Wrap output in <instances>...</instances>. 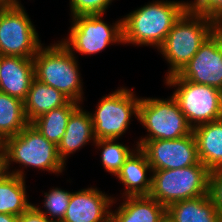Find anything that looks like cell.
I'll return each mask as SVG.
<instances>
[{
  "label": "cell",
  "instance_id": "1",
  "mask_svg": "<svg viewBox=\"0 0 222 222\" xmlns=\"http://www.w3.org/2000/svg\"><path fill=\"white\" fill-rule=\"evenodd\" d=\"M187 9V2L170 0H157L137 8L122 18L123 44L158 49Z\"/></svg>",
  "mask_w": 222,
  "mask_h": 222
},
{
  "label": "cell",
  "instance_id": "2",
  "mask_svg": "<svg viewBox=\"0 0 222 222\" xmlns=\"http://www.w3.org/2000/svg\"><path fill=\"white\" fill-rule=\"evenodd\" d=\"M218 27L209 17L187 9L157 49L170 65L165 78L178 74Z\"/></svg>",
  "mask_w": 222,
  "mask_h": 222
},
{
  "label": "cell",
  "instance_id": "3",
  "mask_svg": "<svg viewBox=\"0 0 222 222\" xmlns=\"http://www.w3.org/2000/svg\"><path fill=\"white\" fill-rule=\"evenodd\" d=\"M60 41L44 44L33 57L34 76L38 81L56 88L71 101L82 104L83 82L77 58Z\"/></svg>",
  "mask_w": 222,
  "mask_h": 222
},
{
  "label": "cell",
  "instance_id": "4",
  "mask_svg": "<svg viewBox=\"0 0 222 222\" xmlns=\"http://www.w3.org/2000/svg\"><path fill=\"white\" fill-rule=\"evenodd\" d=\"M2 143L7 154L9 174L25 178L24 168L28 167L54 174L62 173L65 170L66 165L59 158L57 146L48 141L31 123L17 135L6 138ZM11 163L19 164L20 169L11 171Z\"/></svg>",
  "mask_w": 222,
  "mask_h": 222
},
{
  "label": "cell",
  "instance_id": "5",
  "mask_svg": "<svg viewBox=\"0 0 222 222\" xmlns=\"http://www.w3.org/2000/svg\"><path fill=\"white\" fill-rule=\"evenodd\" d=\"M209 173L201 162L184 168L152 170L149 196L167 208L182 200L207 195Z\"/></svg>",
  "mask_w": 222,
  "mask_h": 222
},
{
  "label": "cell",
  "instance_id": "6",
  "mask_svg": "<svg viewBox=\"0 0 222 222\" xmlns=\"http://www.w3.org/2000/svg\"><path fill=\"white\" fill-rule=\"evenodd\" d=\"M166 86L174 87L172 94L189 125L195 127L222 119V91L204 84L182 79L178 74L165 78Z\"/></svg>",
  "mask_w": 222,
  "mask_h": 222
},
{
  "label": "cell",
  "instance_id": "7",
  "mask_svg": "<svg viewBox=\"0 0 222 222\" xmlns=\"http://www.w3.org/2000/svg\"><path fill=\"white\" fill-rule=\"evenodd\" d=\"M138 122L148 132L139 141L173 140L193 132L172 95L165 99L140 97Z\"/></svg>",
  "mask_w": 222,
  "mask_h": 222
},
{
  "label": "cell",
  "instance_id": "8",
  "mask_svg": "<svg viewBox=\"0 0 222 222\" xmlns=\"http://www.w3.org/2000/svg\"><path fill=\"white\" fill-rule=\"evenodd\" d=\"M119 88L102 96L95 111L90 112L96 140L119 139L132 124L131 117L138 120L140 98L132 89Z\"/></svg>",
  "mask_w": 222,
  "mask_h": 222
},
{
  "label": "cell",
  "instance_id": "9",
  "mask_svg": "<svg viewBox=\"0 0 222 222\" xmlns=\"http://www.w3.org/2000/svg\"><path fill=\"white\" fill-rule=\"evenodd\" d=\"M71 20L69 36L60 42L74 55H94L110 44H123L122 18L112 25L103 21V15H79Z\"/></svg>",
  "mask_w": 222,
  "mask_h": 222
},
{
  "label": "cell",
  "instance_id": "10",
  "mask_svg": "<svg viewBox=\"0 0 222 222\" xmlns=\"http://www.w3.org/2000/svg\"><path fill=\"white\" fill-rule=\"evenodd\" d=\"M42 45L24 6H5L0 12V55L33 59Z\"/></svg>",
  "mask_w": 222,
  "mask_h": 222
},
{
  "label": "cell",
  "instance_id": "11",
  "mask_svg": "<svg viewBox=\"0 0 222 222\" xmlns=\"http://www.w3.org/2000/svg\"><path fill=\"white\" fill-rule=\"evenodd\" d=\"M152 170L177 169L197 165L200 161L194 134L179 139L137 141Z\"/></svg>",
  "mask_w": 222,
  "mask_h": 222
},
{
  "label": "cell",
  "instance_id": "12",
  "mask_svg": "<svg viewBox=\"0 0 222 222\" xmlns=\"http://www.w3.org/2000/svg\"><path fill=\"white\" fill-rule=\"evenodd\" d=\"M178 75L190 82L209 85L222 91V26L199 47Z\"/></svg>",
  "mask_w": 222,
  "mask_h": 222
},
{
  "label": "cell",
  "instance_id": "13",
  "mask_svg": "<svg viewBox=\"0 0 222 222\" xmlns=\"http://www.w3.org/2000/svg\"><path fill=\"white\" fill-rule=\"evenodd\" d=\"M115 199L92 186L72 192L62 222H110Z\"/></svg>",
  "mask_w": 222,
  "mask_h": 222
},
{
  "label": "cell",
  "instance_id": "14",
  "mask_svg": "<svg viewBox=\"0 0 222 222\" xmlns=\"http://www.w3.org/2000/svg\"><path fill=\"white\" fill-rule=\"evenodd\" d=\"M34 76L31 58L0 55V91L24 101Z\"/></svg>",
  "mask_w": 222,
  "mask_h": 222
},
{
  "label": "cell",
  "instance_id": "15",
  "mask_svg": "<svg viewBox=\"0 0 222 222\" xmlns=\"http://www.w3.org/2000/svg\"><path fill=\"white\" fill-rule=\"evenodd\" d=\"M112 211L110 222H163L166 207L149 195L125 196Z\"/></svg>",
  "mask_w": 222,
  "mask_h": 222
},
{
  "label": "cell",
  "instance_id": "16",
  "mask_svg": "<svg viewBox=\"0 0 222 222\" xmlns=\"http://www.w3.org/2000/svg\"><path fill=\"white\" fill-rule=\"evenodd\" d=\"M94 128L90 112L80 105L70 116L65 134L57 145L59 158L66 165L70 154L82 149L89 142L95 143Z\"/></svg>",
  "mask_w": 222,
  "mask_h": 222
},
{
  "label": "cell",
  "instance_id": "17",
  "mask_svg": "<svg viewBox=\"0 0 222 222\" xmlns=\"http://www.w3.org/2000/svg\"><path fill=\"white\" fill-rule=\"evenodd\" d=\"M150 176L147 177V172ZM151 165L146 154L138 147L124 162L121 170L116 174L119 182L124 186L122 197L149 195L151 190Z\"/></svg>",
  "mask_w": 222,
  "mask_h": 222
},
{
  "label": "cell",
  "instance_id": "18",
  "mask_svg": "<svg viewBox=\"0 0 222 222\" xmlns=\"http://www.w3.org/2000/svg\"><path fill=\"white\" fill-rule=\"evenodd\" d=\"M199 161L210 171L222 168V119L193 129Z\"/></svg>",
  "mask_w": 222,
  "mask_h": 222
},
{
  "label": "cell",
  "instance_id": "19",
  "mask_svg": "<svg viewBox=\"0 0 222 222\" xmlns=\"http://www.w3.org/2000/svg\"><path fill=\"white\" fill-rule=\"evenodd\" d=\"M166 219L170 222H222L208 194L171 204L166 208Z\"/></svg>",
  "mask_w": 222,
  "mask_h": 222
},
{
  "label": "cell",
  "instance_id": "20",
  "mask_svg": "<svg viewBox=\"0 0 222 222\" xmlns=\"http://www.w3.org/2000/svg\"><path fill=\"white\" fill-rule=\"evenodd\" d=\"M71 100L56 88L33 79L27 97L24 100V111L31 123L40 115L67 105Z\"/></svg>",
  "mask_w": 222,
  "mask_h": 222
},
{
  "label": "cell",
  "instance_id": "21",
  "mask_svg": "<svg viewBox=\"0 0 222 222\" xmlns=\"http://www.w3.org/2000/svg\"><path fill=\"white\" fill-rule=\"evenodd\" d=\"M81 104L70 101L67 105L52 109L31 122V124L50 142L56 146L60 143L71 114Z\"/></svg>",
  "mask_w": 222,
  "mask_h": 222
},
{
  "label": "cell",
  "instance_id": "22",
  "mask_svg": "<svg viewBox=\"0 0 222 222\" xmlns=\"http://www.w3.org/2000/svg\"><path fill=\"white\" fill-rule=\"evenodd\" d=\"M25 185V178L13 174L0 181V213L19 216L33 205Z\"/></svg>",
  "mask_w": 222,
  "mask_h": 222
},
{
  "label": "cell",
  "instance_id": "23",
  "mask_svg": "<svg viewBox=\"0 0 222 222\" xmlns=\"http://www.w3.org/2000/svg\"><path fill=\"white\" fill-rule=\"evenodd\" d=\"M29 123L24 101L0 91V142L17 135Z\"/></svg>",
  "mask_w": 222,
  "mask_h": 222
},
{
  "label": "cell",
  "instance_id": "24",
  "mask_svg": "<svg viewBox=\"0 0 222 222\" xmlns=\"http://www.w3.org/2000/svg\"><path fill=\"white\" fill-rule=\"evenodd\" d=\"M119 139H99L96 140L94 145L101 149V162L102 166L106 172L111 173V175L116 176V174L121 170L124 162L129 158V156L138 148L131 149L127 145L118 142Z\"/></svg>",
  "mask_w": 222,
  "mask_h": 222
},
{
  "label": "cell",
  "instance_id": "25",
  "mask_svg": "<svg viewBox=\"0 0 222 222\" xmlns=\"http://www.w3.org/2000/svg\"><path fill=\"white\" fill-rule=\"evenodd\" d=\"M72 192L61 188H51L48 192H44V210L37 204L33 206L43 215L55 222H62L66 213L67 207L71 199Z\"/></svg>",
  "mask_w": 222,
  "mask_h": 222
},
{
  "label": "cell",
  "instance_id": "26",
  "mask_svg": "<svg viewBox=\"0 0 222 222\" xmlns=\"http://www.w3.org/2000/svg\"><path fill=\"white\" fill-rule=\"evenodd\" d=\"M114 0H69L70 17L79 15H104Z\"/></svg>",
  "mask_w": 222,
  "mask_h": 222
},
{
  "label": "cell",
  "instance_id": "27",
  "mask_svg": "<svg viewBox=\"0 0 222 222\" xmlns=\"http://www.w3.org/2000/svg\"><path fill=\"white\" fill-rule=\"evenodd\" d=\"M188 10L209 17L222 26V0H193L187 1Z\"/></svg>",
  "mask_w": 222,
  "mask_h": 222
},
{
  "label": "cell",
  "instance_id": "28",
  "mask_svg": "<svg viewBox=\"0 0 222 222\" xmlns=\"http://www.w3.org/2000/svg\"><path fill=\"white\" fill-rule=\"evenodd\" d=\"M208 196L222 217V168L210 171L208 178Z\"/></svg>",
  "mask_w": 222,
  "mask_h": 222
},
{
  "label": "cell",
  "instance_id": "29",
  "mask_svg": "<svg viewBox=\"0 0 222 222\" xmlns=\"http://www.w3.org/2000/svg\"><path fill=\"white\" fill-rule=\"evenodd\" d=\"M17 222H55L40 213L33 205L18 216Z\"/></svg>",
  "mask_w": 222,
  "mask_h": 222
},
{
  "label": "cell",
  "instance_id": "30",
  "mask_svg": "<svg viewBox=\"0 0 222 222\" xmlns=\"http://www.w3.org/2000/svg\"><path fill=\"white\" fill-rule=\"evenodd\" d=\"M7 175H9L7 168V154L3 143L0 142V181H2Z\"/></svg>",
  "mask_w": 222,
  "mask_h": 222
},
{
  "label": "cell",
  "instance_id": "31",
  "mask_svg": "<svg viewBox=\"0 0 222 222\" xmlns=\"http://www.w3.org/2000/svg\"><path fill=\"white\" fill-rule=\"evenodd\" d=\"M17 220V215L0 213V222H17Z\"/></svg>",
  "mask_w": 222,
  "mask_h": 222
},
{
  "label": "cell",
  "instance_id": "32",
  "mask_svg": "<svg viewBox=\"0 0 222 222\" xmlns=\"http://www.w3.org/2000/svg\"><path fill=\"white\" fill-rule=\"evenodd\" d=\"M20 3L21 1L19 0H0V4H3L5 6H11V5H16Z\"/></svg>",
  "mask_w": 222,
  "mask_h": 222
},
{
  "label": "cell",
  "instance_id": "33",
  "mask_svg": "<svg viewBox=\"0 0 222 222\" xmlns=\"http://www.w3.org/2000/svg\"><path fill=\"white\" fill-rule=\"evenodd\" d=\"M4 7H5V5L0 4V12L3 10Z\"/></svg>",
  "mask_w": 222,
  "mask_h": 222
}]
</instances>
